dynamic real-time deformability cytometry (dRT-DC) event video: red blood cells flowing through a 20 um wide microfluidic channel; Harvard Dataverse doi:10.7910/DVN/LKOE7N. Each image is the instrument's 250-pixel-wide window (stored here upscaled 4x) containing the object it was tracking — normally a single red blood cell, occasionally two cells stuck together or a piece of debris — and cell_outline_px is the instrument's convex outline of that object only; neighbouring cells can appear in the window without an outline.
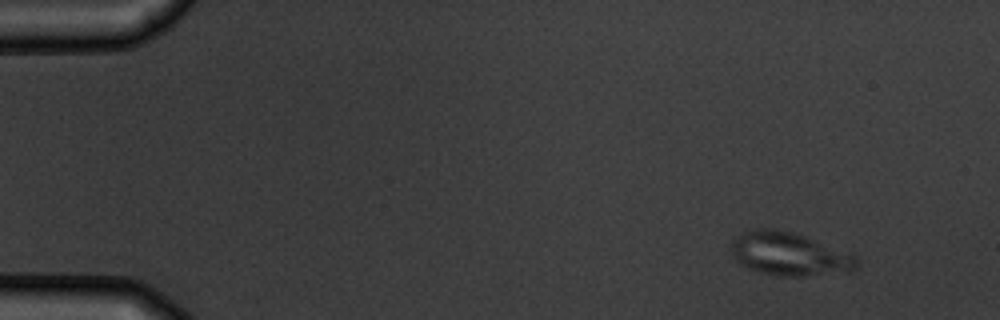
{"species": "common noctule bat (a hibernating species)", "species_latin": "Nyctalus noctula", "temperature_condition": "warm", "stored_images_in_passage": 4, "camera_frame_rate_fps": 3000, "um_per_image_px": 0.085, "animal": {"sex": "male", "body_mass_g": 19.5, "forearm_length_mm": 54.6}, "frame": {"image": 1, "passage_image": 1, "time_ms": 0.0, "image_size_px": [1000, 320], "cell_outline_px": [[860, 264], [852, 272], [800, 276], [780, 276], [760, 272], [748, 268], [740, 264], [732, 256], [732, 240], [736, 236], [744, 232], [756, 228], [772, 228], [792, 232], [852, 252], [856, 256]], "centroid_in_image_um": [67.15, 21.59], "position_along_channel_um": 17.9, "area_um2": 32.02}}